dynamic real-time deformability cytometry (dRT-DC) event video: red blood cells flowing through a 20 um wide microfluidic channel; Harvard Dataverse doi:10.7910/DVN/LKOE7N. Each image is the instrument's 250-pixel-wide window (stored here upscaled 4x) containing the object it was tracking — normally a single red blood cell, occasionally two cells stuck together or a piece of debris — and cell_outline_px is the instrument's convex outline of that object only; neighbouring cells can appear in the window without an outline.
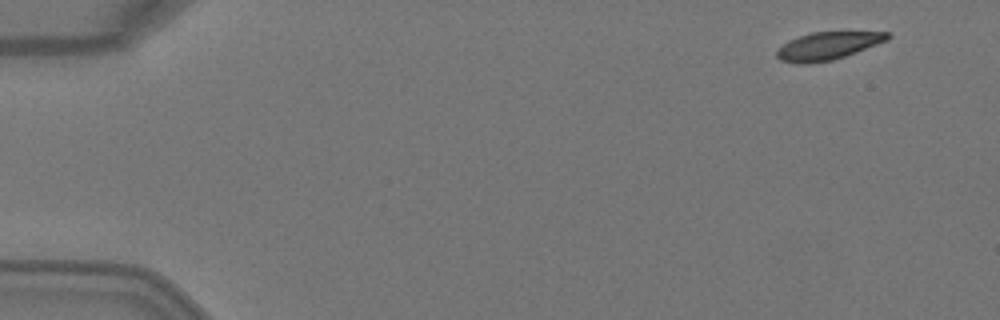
{"species": "Egyptian fruit bat (a non-hibernating species)", "species_latin": "Rousettus aegyptiacus", "temperature_condition": "warm", "stored_images_in_passage": 4, "camera_frame_rate_fps": 3000, "um_per_image_px": 0.085, "animal": {"sex": "female"}, "frame": {"image": 1, "passage_image": 1, "time_ms": 0.0, "image_size_px": [1000, 320], "cell_outline_px": [[892, 36], [888, 40], [856, 52], [832, 60], [808, 64], [796, 64], [780, 60], [776, 56], [776, 52], [788, 40], [812, 32], [888, 32]], "centroid_in_image_um": [70.35, 3.91], "position_along_channel_um": 14.6, "area_um2": 17.8}}
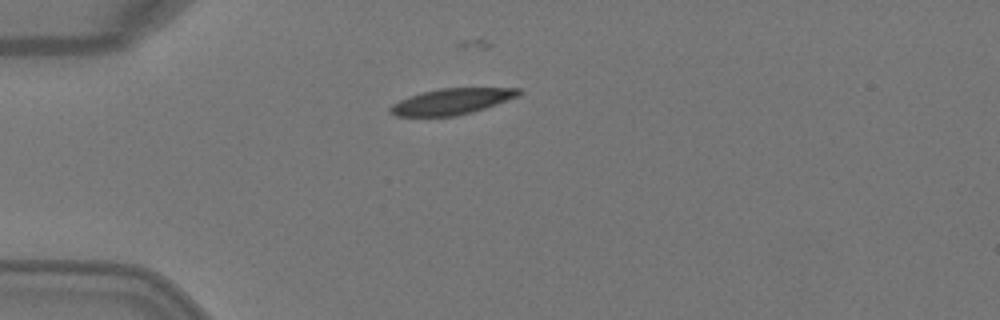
{"frame": {"image": 2, "passage_image": 4, "time_ms": 1.0, "image_size_px": [1000, 320], "cell_outline_px": [[524, 92], [516, 96], [496, 104], [472, 112], [456, 116], [396, 116], [388, 112], [388, 108], [392, 104], [408, 96], [420, 92], [440, 88], [520, 88]], "centroid_in_image_um": [38.34, 8.62], "position_along_channel_um": 46.7, "area_um2": 19.42}}